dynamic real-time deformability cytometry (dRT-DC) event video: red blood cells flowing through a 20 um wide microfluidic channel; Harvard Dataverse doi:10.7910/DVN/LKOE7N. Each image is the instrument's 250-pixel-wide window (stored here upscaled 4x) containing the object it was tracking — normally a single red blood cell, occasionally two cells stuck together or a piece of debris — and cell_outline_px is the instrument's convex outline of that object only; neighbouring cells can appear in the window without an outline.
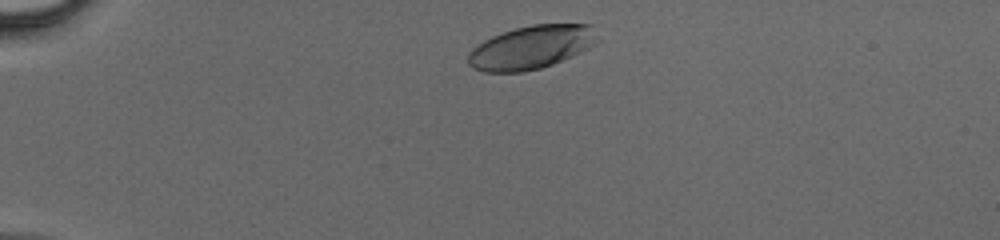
{"species": "human", "species_latin": "Homo sapiens", "temperature_condition": "cold", "stored_images_in_passage": 33, "camera_frame_rate_fps": 3000, "um_per_image_px": 0.085, "donor": {"sex": "male"}, "frame": {"image": 1, "passage_image": 2, "time_ms": 0.333, "image_size_px": [1000, 240], "cell_outline_px": [[596, 40], [588, 48], [572, 56], [552, 64], [540, 68], [524, 72], [484, 72], [472, 68], [468, 64], [468, 52], [472, 48], [484, 40], [492, 36], [516, 28], [532, 24], [592, 24]], "centroid_in_image_um": [45.1, 4.03], "position_along_channel_um": 39.9, "area_um2": 32.48}}
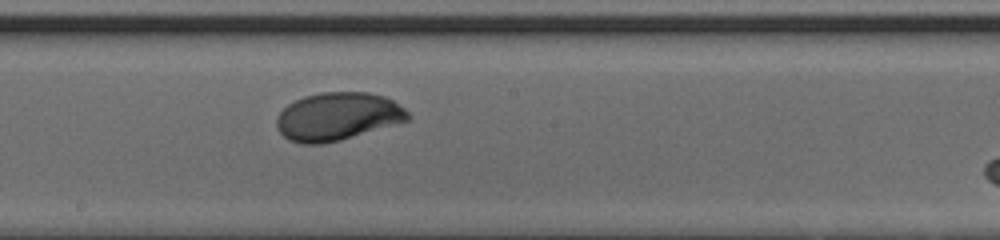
{"frame": {"image": 2, "passage_image": 18, "time_ms": 5.667, "image_size_px": [1000, 240], "cell_outline_px": [[412, 116], [408, 120], [340, 140], [324, 144], [300, 144], [288, 140], [276, 128], [276, 116], [288, 104], [304, 96], [320, 92], [368, 92], [384, 96], [392, 100], [404, 108]], "centroid_in_image_um": [28.66, 9.9], "position_along_channel_um": 219.5, "area_um2": 36.7}}
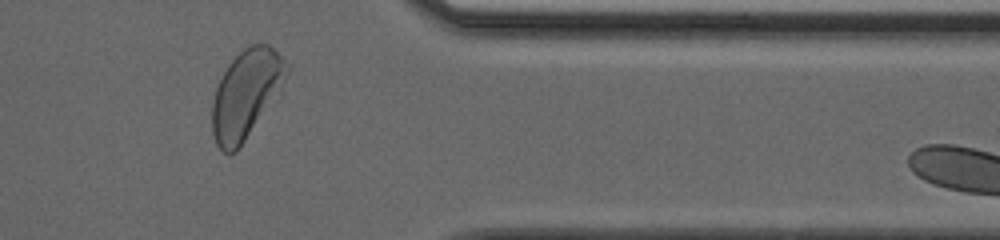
{"frame": {"image": 3, "passage_image": 30, "time_ms": 9.667, "image_size_px": [1000, 240], "cell_outline_px": [[292, 68], [280, 100], [240, 148], [236, 152], [228, 156], [216, 144], [212, 132], [212, 100], [216, 88], [228, 64], [244, 48], [252, 44], [268, 44], [292, 64]], "centroid_in_image_um": [21.03, 8.04], "position_along_channel_um": 390.4, "area_um2": 40.46}}